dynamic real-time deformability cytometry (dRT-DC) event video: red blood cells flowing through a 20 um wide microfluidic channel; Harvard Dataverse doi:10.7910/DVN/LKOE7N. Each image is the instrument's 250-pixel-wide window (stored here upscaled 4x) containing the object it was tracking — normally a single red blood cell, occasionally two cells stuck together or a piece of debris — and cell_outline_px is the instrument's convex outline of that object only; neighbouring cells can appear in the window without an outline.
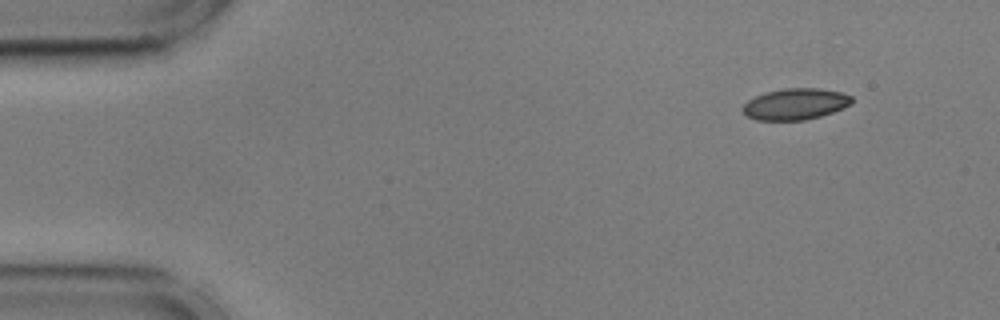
{"species": "common noctule bat (a hibernating species)", "species_latin": "Nyctalus noctula", "temperature_condition": "cold", "stored_images_in_passage": 8, "camera_frame_rate_fps": 3000, "um_per_image_px": 0.085, "animal": {"sex": "male", "body_mass_g": 17.9, "forearm_length_mm": 54.2}, "frame": {"image": 1, "passage_image": 1, "time_ms": 0.0, "image_size_px": [1000, 320], "cell_outline_px": [[852, 104], [844, 108], [820, 116], [804, 120], [756, 120], [748, 116], [744, 112], [744, 104], [748, 100], [764, 92], [784, 88], [820, 88], [840, 92], [852, 96]], "centroid_in_image_um": [67.63, 8.84], "position_along_channel_um": 17.4, "area_um2": 19.83}}